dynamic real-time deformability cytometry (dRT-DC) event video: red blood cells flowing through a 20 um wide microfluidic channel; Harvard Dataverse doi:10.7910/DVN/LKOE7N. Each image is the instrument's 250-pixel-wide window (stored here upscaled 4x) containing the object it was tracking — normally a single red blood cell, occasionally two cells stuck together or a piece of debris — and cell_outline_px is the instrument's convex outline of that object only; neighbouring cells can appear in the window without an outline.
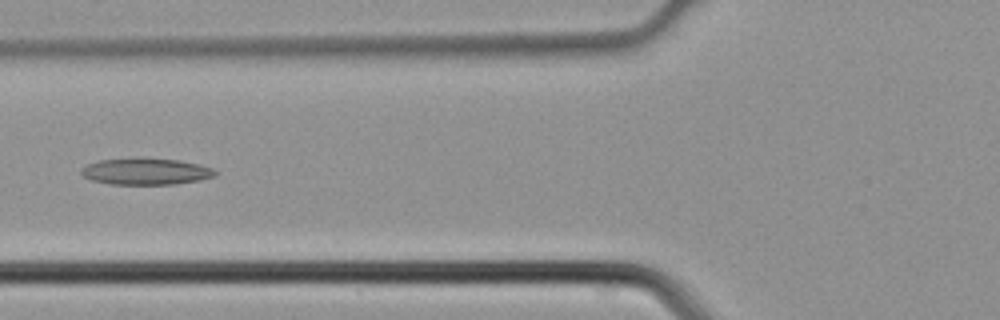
{"species": "common noctule bat (a hibernating species)", "species_latin": "Nyctalus noctula", "temperature_condition": "cold", "stored_images_in_passage": 5, "camera_frame_rate_fps": 3000, "um_per_image_px": 0.085, "animal": {"sex": "male", "body_mass_g": 21.5, "forearm_length_mm": 52.0}, "frame": {"image": 1, "passage_image": 5, "time_ms": 1.333, "image_size_px": [1000, 320], "cell_outline_px": [[216, 176], [200, 180], [172, 184], [112, 184], [92, 180], [84, 176], [80, 172], [80, 168], [88, 164], [100, 160], [136, 156], [180, 160], [200, 164], [212, 168], [216, 172]], "centroid_in_image_um": [12.39, 14.54], "position_along_channel_um": 113.4, "area_um2": 21.1}}